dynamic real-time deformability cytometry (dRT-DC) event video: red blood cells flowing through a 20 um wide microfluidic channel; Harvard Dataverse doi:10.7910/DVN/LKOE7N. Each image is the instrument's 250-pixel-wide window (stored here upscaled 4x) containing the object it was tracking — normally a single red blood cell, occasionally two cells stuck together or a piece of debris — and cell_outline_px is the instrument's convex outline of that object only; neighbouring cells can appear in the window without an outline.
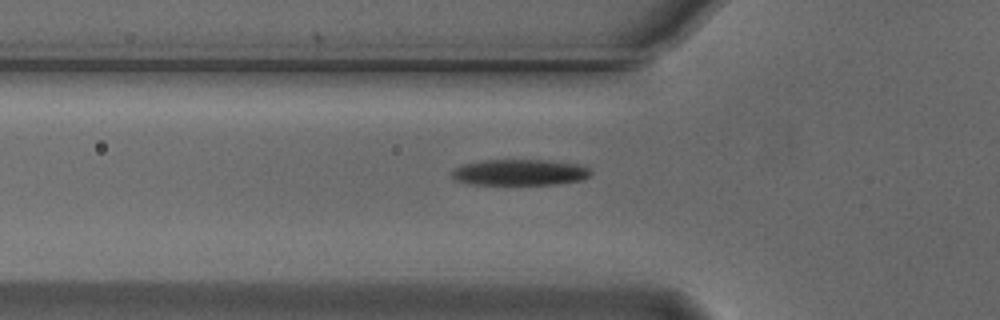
{"species": "Egyptian fruit bat (a non-hibernating species)", "species_latin": "Rousettus aegyptiacus", "temperature_condition": "cold", "stored_images_in_passage": 34, "camera_frame_rate_fps": 3000, "um_per_image_px": 0.085, "animal": {"sex": "male"}, "frame": {"image": 1, "passage_image": 2, "time_ms": 0.333, "image_size_px": [1000, 320], "cell_outline_px": [[592, 172], [588, 176], [580, 180], [556, 184], [468, 184], [456, 180], [452, 176], [452, 172], [456, 168], [464, 164], [484, 160], [552, 160], [584, 164]], "centroid_in_image_um": [44.23, 14.64], "position_along_channel_um": 81.6, "area_um2": 21.1}}
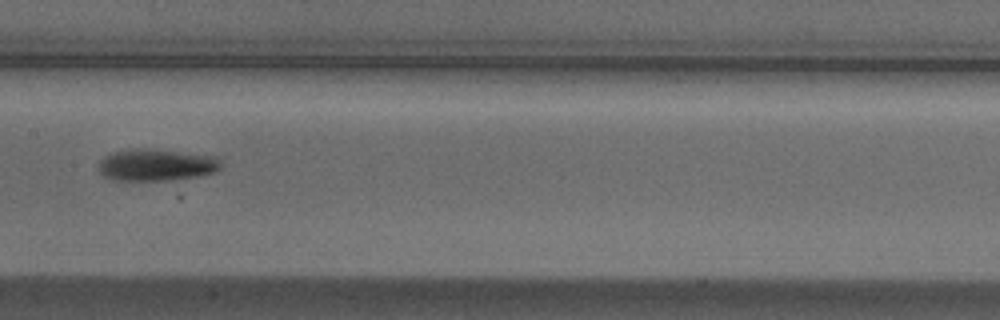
{"frame": {"image": 2, "passage_image": 11, "time_ms": 3.333, "image_size_px": [1000, 320], "cell_outline_px": [[220, 168], [216, 172], [200, 176], [172, 180], [112, 180], [104, 176], [100, 172], [100, 160], [104, 156], [112, 152], [132, 148], [148, 148], [216, 156], [220, 164]], "centroid_in_image_um": [13.28, 14.01], "position_along_channel_um": 194.1, "area_um2": 22.83}}
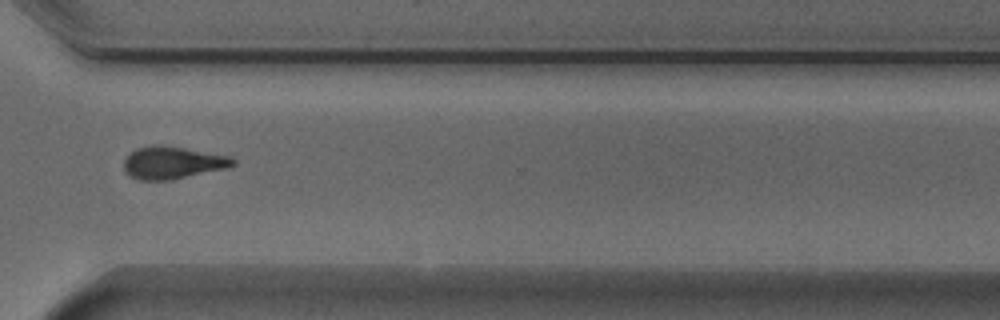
{"frame": {"image": 3, "passage_image": 24, "time_ms": 7.667, "image_size_px": [1000, 320], "cell_outline_px": [[236, 164], [232, 168], [172, 180], [140, 180], [132, 176], [124, 168], [124, 160], [136, 148], [152, 144], [164, 144], [232, 156], [236, 160]], "centroid_in_image_um": [14.77, 13.82], "position_along_channel_um": 355.8, "area_um2": 21.1}, "authors_computed_cell_mechanics": {"area_um2": 21.5594, "velocity_mm_per_s": 3.7333, "shape_relaxation_time_tau1_ms": 2.9805, "shape_relaxation_time_tau2_ms": null, "deformation_change_tau1": 0.1415, "deformation_change_tau2": null}}